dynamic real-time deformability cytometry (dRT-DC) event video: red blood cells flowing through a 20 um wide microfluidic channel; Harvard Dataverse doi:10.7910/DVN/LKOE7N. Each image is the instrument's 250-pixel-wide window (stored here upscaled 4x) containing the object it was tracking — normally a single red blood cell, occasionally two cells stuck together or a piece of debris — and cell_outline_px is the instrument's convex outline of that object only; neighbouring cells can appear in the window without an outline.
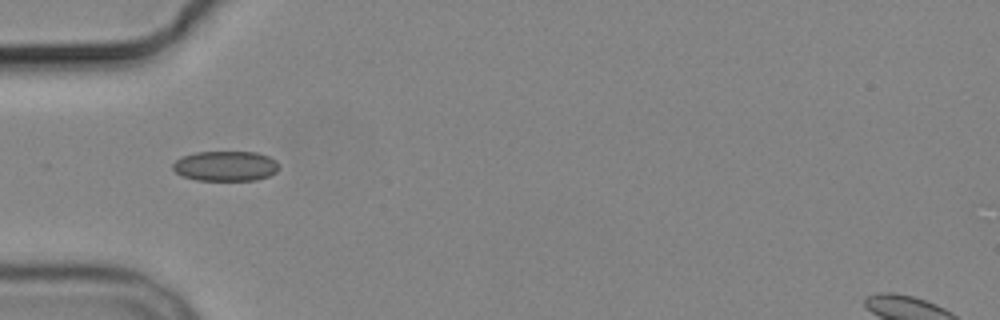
{"species": "common noctule bat (a hibernating species)", "species_latin": "Nyctalus noctula", "temperature_condition": "cold", "stored_images_in_passage": 5, "camera_frame_rate_fps": 3000, "um_per_image_px": 0.085, "animal": {"sex": "male", "body_mass_g": 19.2, "forearm_length_mm": 51.8}, "frame": {"image": 1, "passage_image": 4, "time_ms": 4.667, "image_size_px": [1000, 320], "cell_outline_px": [[280, 168], [276, 172], [268, 176], [256, 180], [196, 180], [184, 176], [176, 172], [172, 168], [172, 164], [180, 156], [196, 152], [256, 152], [268, 156], [276, 160], [280, 164]], "centroid_in_image_um": [19.19, 14.1], "position_along_channel_um": 65.8, "area_um2": 18.73}}
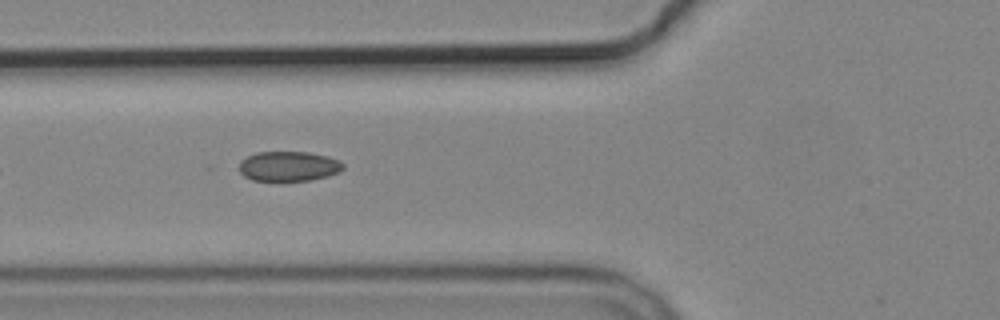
{"frame": {"image": 2, "passage_image": 5, "time_ms": 5.667, "image_size_px": [1000, 320], "cell_outline_px": [[344, 168], [340, 172], [328, 176], [312, 180], [284, 184], [252, 180], [244, 176], [240, 172], [240, 160], [256, 152], [308, 152], [328, 156], [340, 160], [344, 164]], "centroid_in_image_um": [24.55, 14.18], "position_along_channel_um": 101.3, "area_um2": 19.02}}